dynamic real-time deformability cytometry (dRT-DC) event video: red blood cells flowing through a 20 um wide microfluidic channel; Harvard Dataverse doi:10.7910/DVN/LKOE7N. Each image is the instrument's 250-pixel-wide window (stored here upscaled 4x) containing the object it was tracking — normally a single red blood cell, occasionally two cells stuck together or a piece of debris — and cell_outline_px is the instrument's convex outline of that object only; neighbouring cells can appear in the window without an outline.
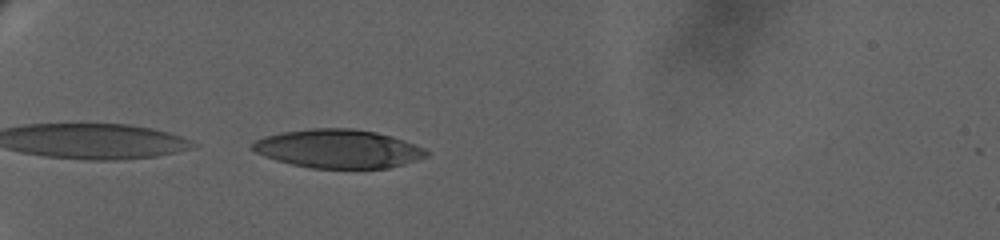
{"species": "human", "species_latin": "Homo sapiens", "temperature_condition": "warm", "stored_images_in_passage": 29, "camera_frame_rate_fps": 3000, "um_per_image_px": 0.085, "donor": {"sex": "female"}, "frame": {"image": 1, "passage_image": 1, "time_ms": 0.0, "image_size_px": [1000, 240], "cell_outline_px": [[428, 156], [404, 164], [388, 168], [308, 168], [276, 160], [264, 156], [256, 152], [252, 148], [252, 144], [256, 140], [264, 136], [280, 132], [312, 128], [352, 128], [376, 132], [392, 136], [404, 140], [424, 148], [428, 152]], "centroid_in_image_um": [28.75, 12.64], "position_along_channel_um": 56.3, "area_um2": 39.13}}
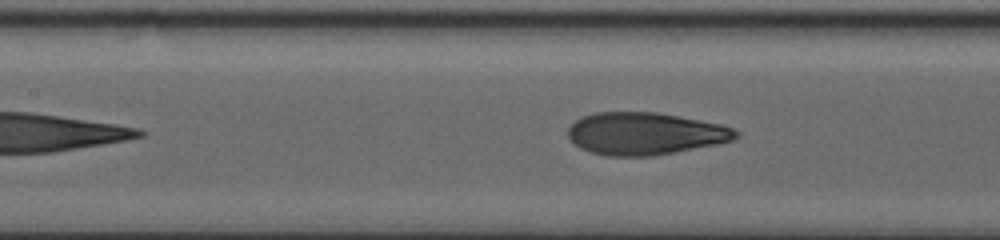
{"frame": {"image": 2, "passage_image": 10, "time_ms": 4.0, "image_size_px": [1000, 240], "cell_outline_px": [[740, 136], [732, 140], [720, 144], [676, 152], [652, 156], [608, 156], [592, 152], [580, 148], [572, 144], [568, 140], [568, 128], [580, 116], [596, 112], [656, 112], [680, 116], [724, 124], [740, 132]], "centroid_in_image_um": [54.84, 11.35], "position_along_channel_um": 152.6, "area_um2": 41.96}}
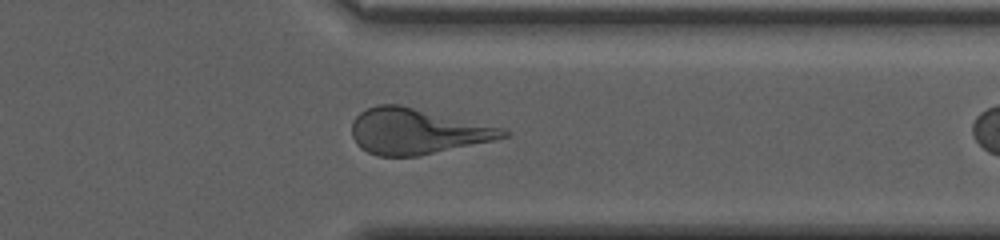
{"frame": {"image": 3, "passage_image": 26, "time_ms": 9.333, "image_size_px": [1000, 240], "cell_outline_px": [[508, 136], [492, 140], [420, 156], [376, 156], [360, 148], [356, 144], [352, 136], [352, 120], [360, 112], [376, 104], [400, 104], [504, 128], [508, 132]], "centroid_in_image_um": [35.39, 11.16], "position_along_channel_um": 376.0, "area_um2": 40.23}}